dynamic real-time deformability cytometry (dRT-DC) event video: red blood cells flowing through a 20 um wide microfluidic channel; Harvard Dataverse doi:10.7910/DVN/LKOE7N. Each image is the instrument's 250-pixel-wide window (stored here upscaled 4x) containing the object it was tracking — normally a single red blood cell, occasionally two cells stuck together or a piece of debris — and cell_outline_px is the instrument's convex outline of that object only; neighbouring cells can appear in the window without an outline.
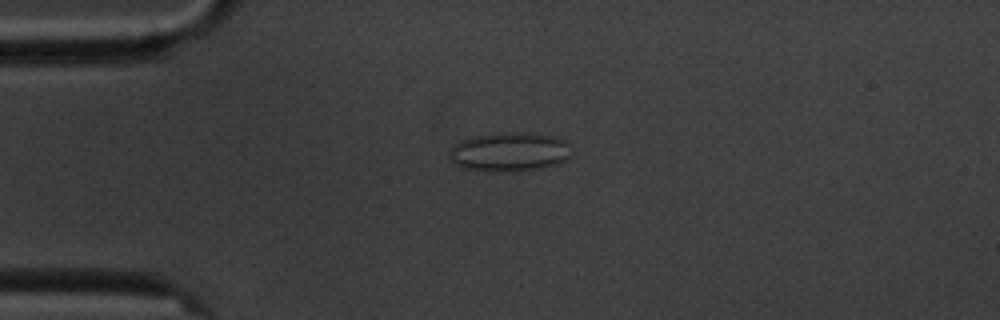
{"species": "common noctule bat (a hibernating species)", "species_latin": "Nyctalus noctula", "temperature_condition": "cold", "stored_images_in_passage": 4, "camera_frame_rate_fps": 3000, "um_per_image_px": 0.085, "animal": {"sex": "male", "body_mass_g": 20.1, "forearm_length_mm": 53.5}, "frame": {"image": 1, "passage_image": 3, "time_ms": 2.667, "image_size_px": [1000, 320], "cell_outline_px": [[572, 156], [556, 164], [540, 168], [488, 172], [464, 168], [452, 164], [448, 156], [448, 152], [456, 144], [464, 140], [476, 136], [508, 132], [552, 136], [568, 140]], "centroid_in_image_um": [43.3, 12.92], "position_along_channel_um": 41.7, "area_um2": 27.51}}